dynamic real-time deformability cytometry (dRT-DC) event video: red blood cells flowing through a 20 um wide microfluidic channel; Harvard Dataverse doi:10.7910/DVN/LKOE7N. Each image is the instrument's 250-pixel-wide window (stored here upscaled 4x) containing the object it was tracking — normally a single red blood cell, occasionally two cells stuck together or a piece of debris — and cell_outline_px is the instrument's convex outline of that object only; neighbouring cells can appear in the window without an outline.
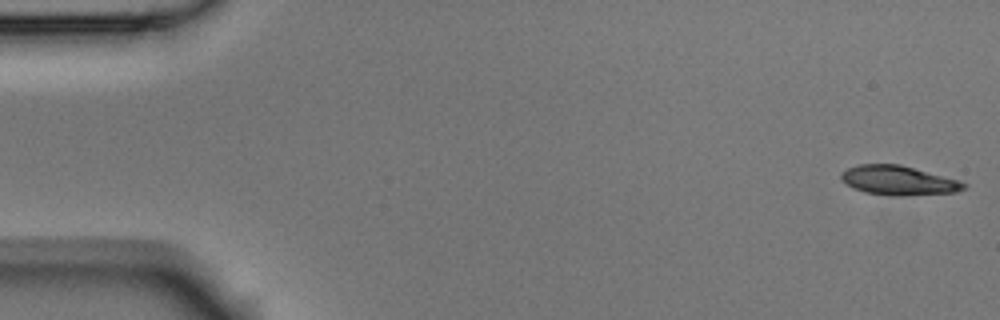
{"species": "Egyptian fruit bat (a non-hibernating species)", "species_latin": "Rousettus aegyptiacus", "temperature_condition": "room temperature", "stored_images_in_passage": 5, "camera_frame_rate_fps": 3000, "um_per_image_px": 0.085, "animal": {"sex": "male"}, "frame": {"image": 1, "passage_image": 1, "time_ms": 0.0, "image_size_px": [1000, 320], "cell_outline_px": [[968, 184], [964, 188], [956, 192], [900, 196], [888, 196], [864, 192], [840, 180], [840, 172], [848, 168], [860, 164], [900, 164], [960, 180]], "centroid_in_image_um": [76.37, 15.33], "position_along_channel_um": 8.6, "area_um2": 21.04}}